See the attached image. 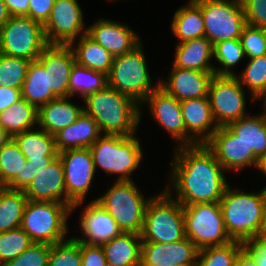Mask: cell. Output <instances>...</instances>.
<instances>
[{"label": "cell", "mask_w": 266, "mask_h": 266, "mask_svg": "<svg viewBox=\"0 0 266 266\" xmlns=\"http://www.w3.org/2000/svg\"><path fill=\"white\" fill-rule=\"evenodd\" d=\"M167 186L163 193L153 196L148 202L142 242L168 243L185 238L183 206L172 198Z\"/></svg>", "instance_id": "4"}, {"label": "cell", "mask_w": 266, "mask_h": 266, "mask_svg": "<svg viewBox=\"0 0 266 266\" xmlns=\"http://www.w3.org/2000/svg\"><path fill=\"white\" fill-rule=\"evenodd\" d=\"M244 247L245 243L232 240L225 245L200 249L196 266H235L237 255Z\"/></svg>", "instance_id": "36"}, {"label": "cell", "mask_w": 266, "mask_h": 266, "mask_svg": "<svg viewBox=\"0 0 266 266\" xmlns=\"http://www.w3.org/2000/svg\"><path fill=\"white\" fill-rule=\"evenodd\" d=\"M27 201L24 191L0 186V233L20 227Z\"/></svg>", "instance_id": "34"}, {"label": "cell", "mask_w": 266, "mask_h": 266, "mask_svg": "<svg viewBox=\"0 0 266 266\" xmlns=\"http://www.w3.org/2000/svg\"><path fill=\"white\" fill-rule=\"evenodd\" d=\"M141 244V235L132 232H122L103 244L108 266H140Z\"/></svg>", "instance_id": "28"}, {"label": "cell", "mask_w": 266, "mask_h": 266, "mask_svg": "<svg viewBox=\"0 0 266 266\" xmlns=\"http://www.w3.org/2000/svg\"><path fill=\"white\" fill-rule=\"evenodd\" d=\"M96 121L84 111L71 125L54 134L58 152L69 149L90 148L101 136Z\"/></svg>", "instance_id": "24"}, {"label": "cell", "mask_w": 266, "mask_h": 266, "mask_svg": "<svg viewBox=\"0 0 266 266\" xmlns=\"http://www.w3.org/2000/svg\"><path fill=\"white\" fill-rule=\"evenodd\" d=\"M64 171L66 204L72 211L82 204L92 184L95 166L90 148L69 149L58 153Z\"/></svg>", "instance_id": "13"}, {"label": "cell", "mask_w": 266, "mask_h": 266, "mask_svg": "<svg viewBox=\"0 0 266 266\" xmlns=\"http://www.w3.org/2000/svg\"><path fill=\"white\" fill-rule=\"evenodd\" d=\"M34 242L21 228L0 233V266L15 259Z\"/></svg>", "instance_id": "40"}, {"label": "cell", "mask_w": 266, "mask_h": 266, "mask_svg": "<svg viewBox=\"0 0 266 266\" xmlns=\"http://www.w3.org/2000/svg\"><path fill=\"white\" fill-rule=\"evenodd\" d=\"M81 266H108L102 246L81 243Z\"/></svg>", "instance_id": "47"}, {"label": "cell", "mask_w": 266, "mask_h": 266, "mask_svg": "<svg viewBox=\"0 0 266 266\" xmlns=\"http://www.w3.org/2000/svg\"><path fill=\"white\" fill-rule=\"evenodd\" d=\"M55 0H30L29 17L43 26L48 21Z\"/></svg>", "instance_id": "48"}, {"label": "cell", "mask_w": 266, "mask_h": 266, "mask_svg": "<svg viewBox=\"0 0 266 266\" xmlns=\"http://www.w3.org/2000/svg\"><path fill=\"white\" fill-rule=\"evenodd\" d=\"M198 252L187 237L177 242H142L140 266H196Z\"/></svg>", "instance_id": "16"}, {"label": "cell", "mask_w": 266, "mask_h": 266, "mask_svg": "<svg viewBox=\"0 0 266 266\" xmlns=\"http://www.w3.org/2000/svg\"><path fill=\"white\" fill-rule=\"evenodd\" d=\"M185 237L200 250L232 241L219 203H196L183 206Z\"/></svg>", "instance_id": "9"}, {"label": "cell", "mask_w": 266, "mask_h": 266, "mask_svg": "<svg viewBox=\"0 0 266 266\" xmlns=\"http://www.w3.org/2000/svg\"><path fill=\"white\" fill-rule=\"evenodd\" d=\"M259 171L266 175V156L259 162Z\"/></svg>", "instance_id": "56"}, {"label": "cell", "mask_w": 266, "mask_h": 266, "mask_svg": "<svg viewBox=\"0 0 266 266\" xmlns=\"http://www.w3.org/2000/svg\"><path fill=\"white\" fill-rule=\"evenodd\" d=\"M245 248L255 257L258 266H266V238L259 236L245 243Z\"/></svg>", "instance_id": "49"}, {"label": "cell", "mask_w": 266, "mask_h": 266, "mask_svg": "<svg viewBox=\"0 0 266 266\" xmlns=\"http://www.w3.org/2000/svg\"><path fill=\"white\" fill-rule=\"evenodd\" d=\"M83 110L98 124L105 135H135L141 111L140 105L127 95L107 85L83 99Z\"/></svg>", "instance_id": "2"}, {"label": "cell", "mask_w": 266, "mask_h": 266, "mask_svg": "<svg viewBox=\"0 0 266 266\" xmlns=\"http://www.w3.org/2000/svg\"><path fill=\"white\" fill-rule=\"evenodd\" d=\"M235 266H258L255 257L244 247L237 255Z\"/></svg>", "instance_id": "52"}, {"label": "cell", "mask_w": 266, "mask_h": 266, "mask_svg": "<svg viewBox=\"0 0 266 266\" xmlns=\"http://www.w3.org/2000/svg\"><path fill=\"white\" fill-rule=\"evenodd\" d=\"M28 200L66 204L64 171L59 156L43 168L24 190Z\"/></svg>", "instance_id": "22"}, {"label": "cell", "mask_w": 266, "mask_h": 266, "mask_svg": "<svg viewBox=\"0 0 266 266\" xmlns=\"http://www.w3.org/2000/svg\"><path fill=\"white\" fill-rule=\"evenodd\" d=\"M226 127L260 162L266 156V118L260 114L232 121Z\"/></svg>", "instance_id": "26"}, {"label": "cell", "mask_w": 266, "mask_h": 266, "mask_svg": "<svg viewBox=\"0 0 266 266\" xmlns=\"http://www.w3.org/2000/svg\"><path fill=\"white\" fill-rule=\"evenodd\" d=\"M77 0H55L51 15L44 25L48 44L75 43L77 35L87 32ZM83 30V31H82Z\"/></svg>", "instance_id": "14"}, {"label": "cell", "mask_w": 266, "mask_h": 266, "mask_svg": "<svg viewBox=\"0 0 266 266\" xmlns=\"http://www.w3.org/2000/svg\"><path fill=\"white\" fill-rule=\"evenodd\" d=\"M37 60L48 71V90L56 97H69L70 74L75 55L69 44H48Z\"/></svg>", "instance_id": "17"}, {"label": "cell", "mask_w": 266, "mask_h": 266, "mask_svg": "<svg viewBox=\"0 0 266 266\" xmlns=\"http://www.w3.org/2000/svg\"><path fill=\"white\" fill-rule=\"evenodd\" d=\"M79 222L87 238L74 237L80 243L102 246L122 233L116 221L95 200L84 208Z\"/></svg>", "instance_id": "21"}, {"label": "cell", "mask_w": 266, "mask_h": 266, "mask_svg": "<svg viewBox=\"0 0 266 266\" xmlns=\"http://www.w3.org/2000/svg\"><path fill=\"white\" fill-rule=\"evenodd\" d=\"M20 151L27 160L43 159L44 157H57L54 135L43 129L24 131L13 137Z\"/></svg>", "instance_id": "33"}, {"label": "cell", "mask_w": 266, "mask_h": 266, "mask_svg": "<svg viewBox=\"0 0 266 266\" xmlns=\"http://www.w3.org/2000/svg\"><path fill=\"white\" fill-rule=\"evenodd\" d=\"M244 54L249 59L266 54V31L262 28L246 25L240 36Z\"/></svg>", "instance_id": "43"}, {"label": "cell", "mask_w": 266, "mask_h": 266, "mask_svg": "<svg viewBox=\"0 0 266 266\" xmlns=\"http://www.w3.org/2000/svg\"><path fill=\"white\" fill-rule=\"evenodd\" d=\"M81 265V243L74 237L51 245L47 266Z\"/></svg>", "instance_id": "42"}, {"label": "cell", "mask_w": 266, "mask_h": 266, "mask_svg": "<svg viewBox=\"0 0 266 266\" xmlns=\"http://www.w3.org/2000/svg\"><path fill=\"white\" fill-rule=\"evenodd\" d=\"M260 98H263L264 100V111L265 113L263 112L262 115L266 118V89L256 98V100L260 99Z\"/></svg>", "instance_id": "57"}, {"label": "cell", "mask_w": 266, "mask_h": 266, "mask_svg": "<svg viewBox=\"0 0 266 266\" xmlns=\"http://www.w3.org/2000/svg\"><path fill=\"white\" fill-rule=\"evenodd\" d=\"M135 182L116 181L103 196L94 199L116 221L122 232L141 235L145 210L151 197L144 199Z\"/></svg>", "instance_id": "7"}, {"label": "cell", "mask_w": 266, "mask_h": 266, "mask_svg": "<svg viewBox=\"0 0 266 266\" xmlns=\"http://www.w3.org/2000/svg\"><path fill=\"white\" fill-rule=\"evenodd\" d=\"M55 157H44L43 159L27 160L21 170V176H16L6 187L10 189L24 191L34 177L43 168H46Z\"/></svg>", "instance_id": "45"}, {"label": "cell", "mask_w": 266, "mask_h": 266, "mask_svg": "<svg viewBox=\"0 0 266 266\" xmlns=\"http://www.w3.org/2000/svg\"><path fill=\"white\" fill-rule=\"evenodd\" d=\"M200 7L205 37L212 45L229 39H240L247 25L240 0H194Z\"/></svg>", "instance_id": "11"}, {"label": "cell", "mask_w": 266, "mask_h": 266, "mask_svg": "<svg viewBox=\"0 0 266 266\" xmlns=\"http://www.w3.org/2000/svg\"><path fill=\"white\" fill-rule=\"evenodd\" d=\"M224 225L232 240L247 243L260 236L266 206V187L244 193L228 185L219 201Z\"/></svg>", "instance_id": "3"}, {"label": "cell", "mask_w": 266, "mask_h": 266, "mask_svg": "<svg viewBox=\"0 0 266 266\" xmlns=\"http://www.w3.org/2000/svg\"><path fill=\"white\" fill-rule=\"evenodd\" d=\"M260 236L266 238V206H265V211H264V220H263V225L260 231Z\"/></svg>", "instance_id": "55"}, {"label": "cell", "mask_w": 266, "mask_h": 266, "mask_svg": "<svg viewBox=\"0 0 266 266\" xmlns=\"http://www.w3.org/2000/svg\"><path fill=\"white\" fill-rule=\"evenodd\" d=\"M238 79L242 87H248L252 100H256L266 89V54L250 59Z\"/></svg>", "instance_id": "41"}, {"label": "cell", "mask_w": 266, "mask_h": 266, "mask_svg": "<svg viewBox=\"0 0 266 266\" xmlns=\"http://www.w3.org/2000/svg\"><path fill=\"white\" fill-rule=\"evenodd\" d=\"M11 16L29 17L30 0H3Z\"/></svg>", "instance_id": "51"}, {"label": "cell", "mask_w": 266, "mask_h": 266, "mask_svg": "<svg viewBox=\"0 0 266 266\" xmlns=\"http://www.w3.org/2000/svg\"><path fill=\"white\" fill-rule=\"evenodd\" d=\"M30 60L0 53V87L22 89Z\"/></svg>", "instance_id": "39"}, {"label": "cell", "mask_w": 266, "mask_h": 266, "mask_svg": "<svg viewBox=\"0 0 266 266\" xmlns=\"http://www.w3.org/2000/svg\"><path fill=\"white\" fill-rule=\"evenodd\" d=\"M212 57L213 45L203 36L178 43L173 66L183 69L214 72L215 67L210 62Z\"/></svg>", "instance_id": "27"}, {"label": "cell", "mask_w": 266, "mask_h": 266, "mask_svg": "<svg viewBox=\"0 0 266 266\" xmlns=\"http://www.w3.org/2000/svg\"><path fill=\"white\" fill-rule=\"evenodd\" d=\"M51 245L33 243L15 259L6 262L3 266H47Z\"/></svg>", "instance_id": "44"}, {"label": "cell", "mask_w": 266, "mask_h": 266, "mask_svg": "<svg viewBox=\"0 0 266 266\" xmlns=\"http://www.w3.org/2000/svg\"><path fill=\"white\" fill-rule=\"evenodd\" d=\"M211 112L218 127L246 117L245 92L236 76H217L211 80L208 92Z\"/></svg>", "instance_id": "12"}, {"label": "cell", "mask_w": 266, "mask_h": 266, "mask_svg": "<svg viewBox=\"0 0 266 266\" xmlns=\"http://www.w3.org/2000/svg\"><path fill=\"white\" fill-rule=\"evenodd\" d=\"M171 180L175 200L182 206L196 203H219L229 185L225 169L205 145L178 146L173 157Z\"/></svg>", "instance_id": "1"}, {"label": "cell", "mask_w": 266, "mask_h": 266, "mask_svg": "<svg viewBox=\"0 0 266 266\" xmlns=\"http://www.w3.org/2000/svg\"><path fill=\"white\" fill-rule=\"evenodd\" d=\"M21 93L22 98L37 108L57 98L51 90H48V71H45L38 60L29 64Z\"/></svg>", "instance_id": "32"}, {"label": "cell", "mask_w": 266, "mask_h": 266, "mask_svg": "<svg viewBox=\"0 0 266 266\" xmlns=\"http://www.w3.org/2000/svg\"><path fill=\"white\" fill-rule=\"evenodd\" d=\"M108 85L107 75L86 67L74 64L69 80V97L77 92L83 99L94 92L104 89Z\"/></svg>", "instance_id": "35"}, {"label": "cell", "mask_w": 266, "mask_h": 266, "mask_svg": "<svg viewBox=\"0 0 266 266\" xmlns=\"http://www.w3.org/2000/svg\"><path fill=\"white\" fill-rule=\"evenodd\" d=\"M142 45L133 51L114 57L111 69L107 75L108 85L121 94L127 95L138 104L143 103L149 94L158 86H152L146 58Z\"/></svg>", "instance_id": "8"}, {"label": "cell", "mask_w": 266, "mask_h": 266, "mask_svg": "<svg viewBox=\"0 0 266 266\" xmlns=\"http://www.w3.org/2000/svg\"><path fill=\"white\" fill-rule=\"evenodd\" d=\"M69 213V204L28 200L20 227L34 243L53 245L65 240Z\"/></svg>", "instance_id": "6"}, {"label": "cell", "mask_w": 266, "mask_h": 266, "mask_svg": "<svg viewBox=\"0 0 266 266\" xmlns=\"http://www.w3.org/2000/svg\"><path fill=\"white\" fill-rule=\"evenodd\" d=\"M140 141L135 135H103L91 147L95 170L99 166L107 174H118L117 181H132V173L142 160Z\"/></svg>", "instance_id": "5"}, {"label": "cell", "mask_w": 266, "mask_h": 266, "mask_svg": "<svg viewBox=\"0 0 266 266\" xmlns=\"http://www.w3.org/2000/svg\"><path fill=\"white\" fill-rule=\"evenodd\" d=\"M213 56L223 67L214 69L217 76H236L232 69L245 57L240 39L222 40L213 45ZM232 67V68H231Z\"/></svg>", "instance_id": "38"}, {"label": "cell", "mask_w": 266, "mask_h": 266, "mask_svg": "<svg viewBox=\"0 0 266 266\" xmlns=\"http://www.w3.org/2000/svg\"><path fill=\"white\" fill-rule=\"evenodd\" d=\"M26 162V157L12 138L0 150V186H7L16 176H21Z\"/></svg>", "instance_id": "37"}, {"label": "cell", "mask_w": 266, "mask_h": 266, "mask_svg": "<svg viewBox=\"0 0 266 266\" xmlns=\"http://www.w3.org/2000/svg\"><path fill=\"white\" fill-rule=\"evenodd\" d=\"M69 45L74 52L75 61L78 65L106 75L109 74L114 56L87 34L80 36L77 45L74 43Z\"/></svg>", "instance_id": "29"}, {"label": "cell", "mask_w": 266, "mask_h": 266, "mask_svg": "<svg viewBox=\"0 0 266 266\" xmlns=\"http://www.w3.org/2000/svg\"><path fill=\"white\" fill-rule=\"evenodd\" d=\"M180 104L186 132L198 144H205L218 129L212 116L209 98L189 99L180 101Z\"/></svg>", "instance_id": "23"}, {"label": "cell", "mask_w": 266, "mask_h": 266, "mask_svg": "<svg viewBox=\"0 0 266 266\" xmlns=\"http://www.w3.org/2000/svg\"><path fill=\"white\" fill-rule=\"evenodd\" d=\"M48 45L44 26L30 17L11 16L0 28V53L34 61Z\"/></svg>", "instance_id": "10"}, {"label": "cell", "mask_w": 266, "mask_h": 266, "mask_svg": "<svg viewBox=\"0 0 266 266\" xmlns=\"http://www.w3.org/2000/svg\"><path fill=\"white\" fill-rule=\"evenodd\" d=\"M86 28V34L114 57L131 52L141 44L134 30L119 22L100 19Z\"/></svg>", "instance_id": "19"}, {"label": "cell", "mask_w": 266, "mask_h": 266, "mask_svg": "<svg viewBox=\"0 0 266 266\" xmlns=\"http://www.w3.org/2000/svg\"><path fill=\"white\" fill-rule=\"evenodd\" d=\"M11 15L3 0H0V28L10 19Z\"/></svg>", "instance_id": "53"}, {"label": "cell", "mask_w": 266, "mask_h": 266, "mask_svg": "<svg viewBox=\"0 0 266 266\" xmlns=\"http://www.w3.org/2000/svg\"><path fill=\"white\" fill-rule=\"evenodd\" d=\"M215 72H204L172 66L168 81L159 86L178 101L208 97L209 86Z\"/></svg>", "instance_id": "20"}, {"label": "cell", "mask_w": 266, "mask_h": 266, "mask_svg": "<svg viewBox=\"0 0 266 266\" xmlns=\"http://www.w3.org/2000/svg\"><path fill=\"white\" fill-rule=\"evenodd\" d=\"M38 124V108L28 103L24 98L13 103L0 113V127L12 138L28 131Z\"/></svg>", "instance_id": "31"}, {"label": "cell", "mask_w": 266, "mask_h": 266, "mask_svg": "<svg viewBox=\"0 0 266 266\" xmlns=\"http://www.w3.org/2000/svg\"><path fill=\"white\" fill-rule=\"evenodd\" d=\"M205 145L214 153L216 160L225 170H241L245 166L259 168V161L241 140L226 127L221 126Z\"/></svg>", "instance_id": "18"}, {"label": "cell", "mask_w": 266, "mask_h": 266, "mask_svg": "<svg viewBox=\"0 0 266 266\" xmlns=\"http://www.w3.org/2000/svg\"><path fill=\"white\" fill-rule=\"evenodd\" d=\"M189 1L188 6H182L175 11L171 24L179 43L205 36L201 7L194 0Z\"/></svg>", "instance_id": "30"}, {"label": "cell", "mask_w": 266, "mask_h": 266, "mask_svg": "<svg viewBox=\"0 0 266 266\" xmlns=\"http://www.w3.org/2000/svg\"><path fill=\"white\" fill-rule=\"evenodd\" d=\"M22 98L21 89L0 87V113Z\"/></svg>", "instance_id": "50"}, {"label": "cell", "mask_w": 266, "mask_h": 266, "mask_svg": "<svg viewBox=\"0 0 266 266\" xmlns=\"http://www.w3.org/2000/svg\"><path fill=\"white\" fill-rule=\"evenodd\" d=\"M246 24L266 31V0H240Z\"/></svg>", "instance_id": "46"}, {"label": "cell", "mask_w": 266, "mask_h": 266, "mask_svg": "<svg viewBox=\"0 0 266 266\" xmlns=\"http://www.w3.org/2000/svg\"><path fill=\"white\" fill-rule=\"evenodd\" d=\"M156 121L175 139L178 146H193L198 143L186 132L181 104L176 98L158 86L144 100Z\"/></svg>", "instance_id": "15"}, {"label": "cell", "mask_w": 266, "mask_h": 266, "mask_svg": "<svg viewBox=\"0 0 266 266\" xmlns=\"http://www.w3.org/2000/svg\"><path fill=\"white\" fill-rule=\"evenodd\" d=\"M12 139V137L0 127V150Z\"/></svg>", "instance_id": "54"}, {"label": "cell", "mask_w": 266, "mask_h": 266, "mask_svg": "<svg viewBox=\"0 0 266 266\" xmlns=\"http://www.w3.org/2000/svg\"><path fill=\"white\" fill-rule=\"evenodd\" d=\"M69 97H57L38 108V125L51 135L74 123L83 113Z\"/></svg>", "instance_id": "25"}]
</instances>
